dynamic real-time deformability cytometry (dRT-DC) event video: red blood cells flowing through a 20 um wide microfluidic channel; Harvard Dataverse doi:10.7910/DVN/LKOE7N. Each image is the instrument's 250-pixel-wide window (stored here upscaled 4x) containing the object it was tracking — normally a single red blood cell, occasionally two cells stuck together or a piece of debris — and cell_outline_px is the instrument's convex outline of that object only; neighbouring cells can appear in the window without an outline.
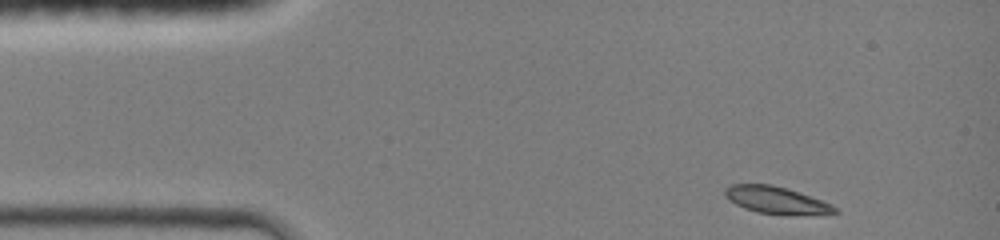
{"species": "common noctule bat (a hibernating species)", "species_latin": "Nyctalus noctula", "temperature_condition": "room temperature", "stored_images_in_passage": 37, "camera_frame_rate_fps": 3000, "um_per_image_px": 0.085, "animal": {"sex": "female", "body_mass_g": 19.0, "forearm_length_mm": 51.5}, "frame": {"image": 1, "passage_image": 1, "time_ms": 0.0, "image_size_px": [1000, 240], "cell_outline_px": [[840, 212], [788, 216], [756, 212], [744, 208], [728, 200], [724, 196], [724, 188], [732, 184], [772, 184], [832, 204]], "centroid_in_image_um": [65.93, 17.03], "position_along_channel_um": 19.1, "area_um2": 17.34}}
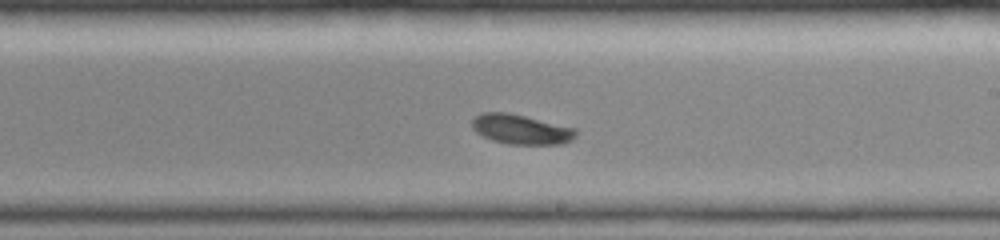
{"frame": {"image": 2, "passage_image": 22, "time_ms": 7.0, "image_size_px": [1000, 240], "cell_outline_px": [[576, 136], [572, 140], [560, 144], [508, 144], [492, 140], [476, 132], [472, 128], [472, 120], [480, 112], [508, 112], [576, 128]], "centroid_in_image_um": [44.28, 10.99], "position_along_channel_um": 244.7, "area_um2": 17.98}}
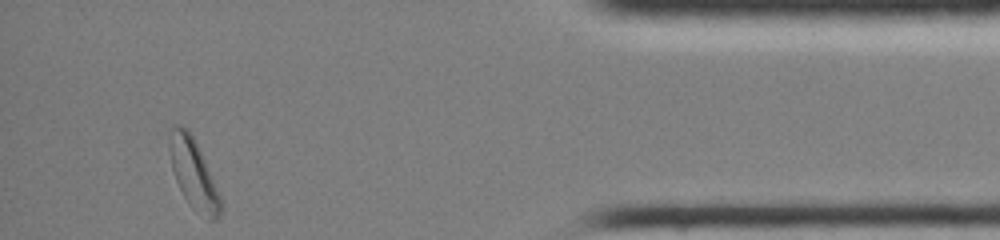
{"frame": {"image": 3, "passage_image": 37, "time_ms": 12.0, "image_size_px": [1000, 240], "cell_outline_px": [[224, 204], [220, 216], [216, 220], [208, 220], [192, 208], [184, 196], [176, 180], [172, 168], [168, 148], [168, 144], [172, 128], [176, 124], [180, 124], [188, 128], [200, 152]], "centroid_in_image_um": [16.45, 14.81], "position_along_channel_um": 418.7, "area_um2": 20.52}, "authors_computed_cell_mechanics": {"area_um2": 18.3226, "velocity_mm_per_s": 4.2846, "shape_relaxation_time_tau1_ms": 2.0486, "shape_relaxation_time_tau2_ms": null, "deformation_change_tau1": 0.0966, "deformation_change_tau2": null}}